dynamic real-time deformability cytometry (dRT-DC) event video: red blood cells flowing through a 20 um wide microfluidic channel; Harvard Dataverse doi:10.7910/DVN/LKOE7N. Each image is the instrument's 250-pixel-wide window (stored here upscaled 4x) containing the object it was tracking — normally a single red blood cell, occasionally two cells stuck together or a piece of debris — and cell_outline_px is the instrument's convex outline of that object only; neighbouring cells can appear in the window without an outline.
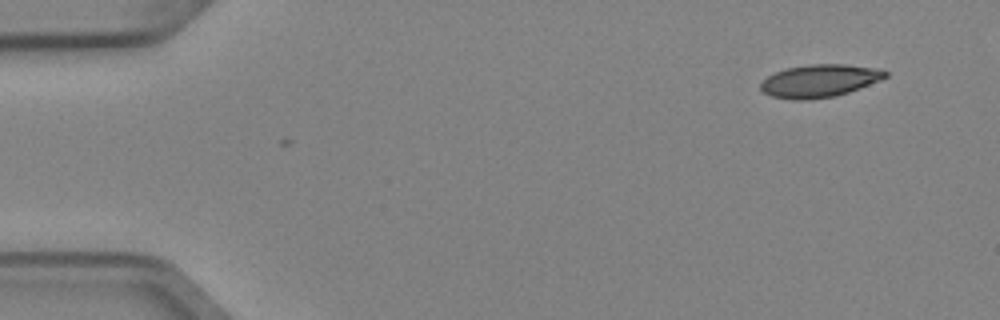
{"species": "Egyptian fruit bat (a non-hibernating species)", "species_latin": "Rousettus aegyptiacus", "temperature_condition": "cold", "stored_images_in_passage": 2, "camera_frame_rate_fps": 3000, "um_per_image_px": 0.085, "animal": {"sex": "female"}, "frame": {"image": 1, "passage_image": 1, "time_ms": 0.0, "image_size_px": [1000, 320], "cell_outline_px": [[888, 76], [880, 80], [848, 92], [836, 96], [808, 100], [792, 100], [772, 96], [764, 92], [760, 88], [760, 84], [768, 76], [784, 68], [808, 64], [844, 64], [872, 68], [888, 72]], "centroid_in_image_um": [69.62, 6.87], "position_along_channel_um": 15.4, "area_um2": 23.64}}